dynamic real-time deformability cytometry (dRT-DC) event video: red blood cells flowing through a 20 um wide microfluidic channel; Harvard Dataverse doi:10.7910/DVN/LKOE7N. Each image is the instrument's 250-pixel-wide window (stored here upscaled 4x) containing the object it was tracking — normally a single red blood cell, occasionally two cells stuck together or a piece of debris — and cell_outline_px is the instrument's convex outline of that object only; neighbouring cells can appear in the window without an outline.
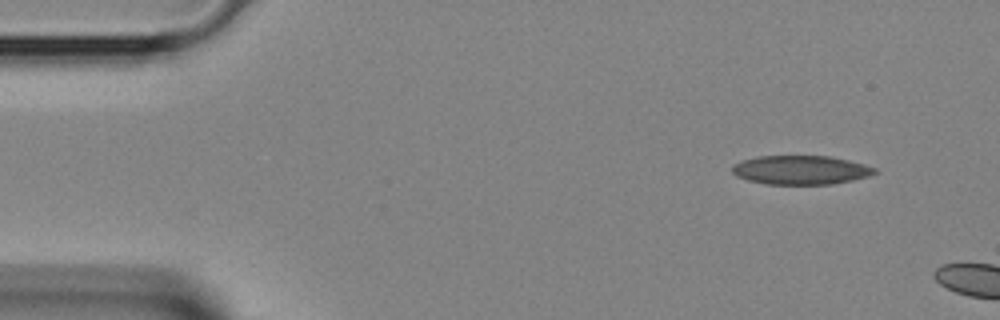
{"species": "Egyptian fruit bat (a non-hibernating species)", "species_latin": "Rousettus aegyptiacus", "temperature_condition": "room temperature", "stored_images_in_passage": 2, "camera_frame_rate_fps": 3000, "um_per_image_px": 0.085, "animal": {"sex": "female"}, "frame": {"image": 1, "passage_image": 1, "time_ms": 0.0, "image_size_px": [1000, 320], "cell_outline_px": [[880, 172], [868, 176], [852, 180], [832, 184], [768, 184], [748, 180], [736, 176], [732, 172], [732, 164], [740, 160], [756, 156], [828, 156], [848, 160], [864, 164], [876, 168]], "centroid_in_image_um": [68.05, 14.44], "position_along_channel_um": 17.0, "area_um2": 24.16}}